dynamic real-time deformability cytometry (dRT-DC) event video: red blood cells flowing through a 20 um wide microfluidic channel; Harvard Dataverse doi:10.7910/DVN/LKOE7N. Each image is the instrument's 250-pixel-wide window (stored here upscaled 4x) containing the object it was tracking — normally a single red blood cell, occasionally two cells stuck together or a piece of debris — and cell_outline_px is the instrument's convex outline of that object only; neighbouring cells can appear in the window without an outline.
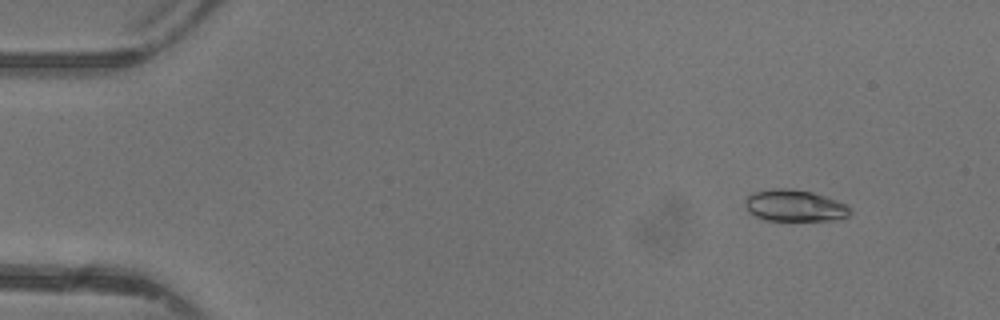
{"species": "common noctule bat (a hibernating species)", "species_latin": "Nyctalus noctula", "temperature_condition": "warm", "stored_images_in_passage": 47, "camera_frame_rate_fps": 3000, "um_per_image_px": 0.085, "animal": {"sex": "female"}, "frame": {"image": 1, "passage_image": 5, "time_ms": 1.333, "image_size_px": [1000, 320], "cell_outline_px": [[852, 212], [848, 216], [832, 220], [764, 220], [748, 212], [744, 204], [744, 200], [752, 192], [772, 188], [792, 188], [812, 192], [848, 204]], "centroid_in_image_um": [67.52, 17.47], "position_along_channel_um": 17.5, "area_um2": 19.54}}
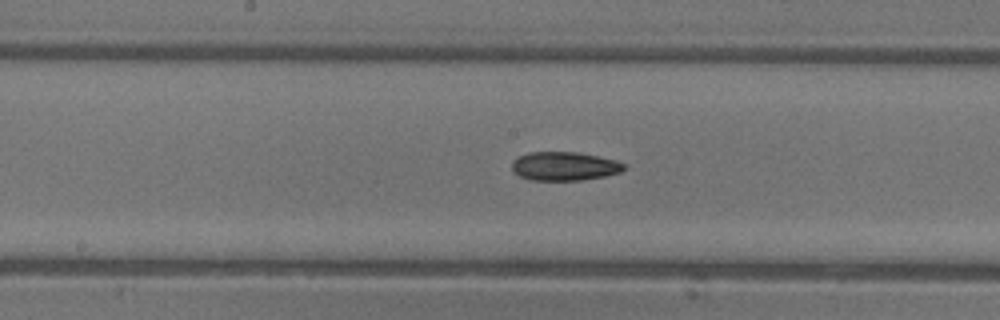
{"frame": {"image": 2, "passage_image": 25, "time_ms": 8.0, "image_size_px": [1000, 320], "cell_outline_px": [[628, 164], [620, 172], [604, 176], [580, 180], [532, 180], [520, 176], [512, 172], [512, 160], [516, 156], [528, 152], [580, 152], [616, 160]], "centroid_in_image_um": [47.95, 14.11], "position_along_channel_um": 200.3, "area_um2": 18.96}}
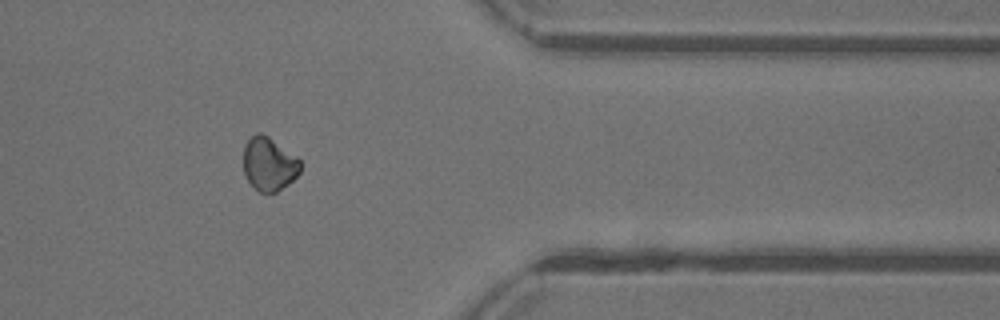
{"frame": {"image": 3, "passage_image": 39, "time_ms": 12.667, "image_size_px": [1000, 320], "cell_outline_px": [[300, 172], [288, 184], [276, 192], [260, 192], [248, 180], [244, 172], [244, 144], [256, 132], [260, 132], [268, 136], [296, 156], [300, 160]], "centroid_in_image_um": [22.86, 13.92], "position_along_channel_um": 388.5, "area_um2": 17.51}, "authors_computed_cell_mechanics": {"area_um2": 18.9584, "velocity_mm_per_s": 4.4009, "shape_relaxation_time_tau1_ms": 3.3141, "shape_relaxation_time_tau2_ms": null, "deformation_change_tau1": 0.0764, "deformation_change_tau2": null}}